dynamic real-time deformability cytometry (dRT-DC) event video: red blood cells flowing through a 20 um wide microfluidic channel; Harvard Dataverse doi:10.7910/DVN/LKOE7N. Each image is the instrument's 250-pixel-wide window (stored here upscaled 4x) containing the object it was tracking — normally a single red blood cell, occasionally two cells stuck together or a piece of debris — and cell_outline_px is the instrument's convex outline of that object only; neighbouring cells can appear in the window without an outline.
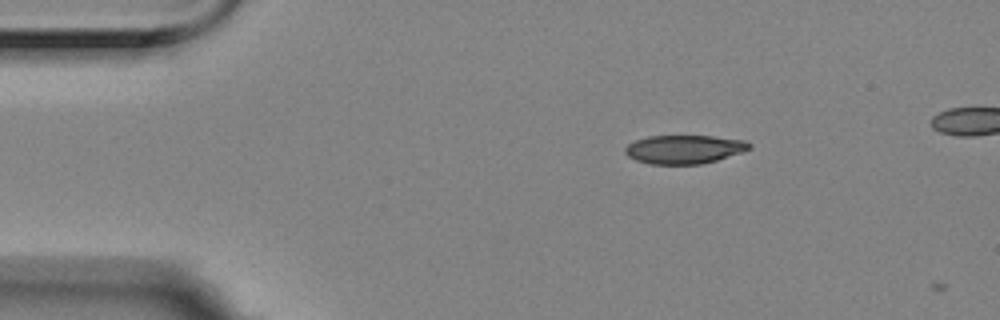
{"species": "Egyptian fruit bat (a non-hibernating species)", "species_latin": "Rousettus aegyptiacus", "temperature_condition": "room temperature", "stored_images_in_passage": 3, "camera_frame_rate_fps": 3000, "um_per_image_px": 0.085, "animal": {"sex": "female"}, "frame": {"image": 1, "passage_image": 2, "time_ms": 0.333, "image_size_px": [1000, 320], "cell_outline_px": [[752, 144], [748, 148], [740, 152], [716, 160], [700, 164], [648, 164], [636, 160], [628, 156], [624, 152], [624, 148], [628, 144], [636, 140], [648, 136], [712, 136], [744, 140]], "centroid_in_image_um": [58.1, 12.69], "position_along_channel_um": 26.9, "area_um2": 20.52}}